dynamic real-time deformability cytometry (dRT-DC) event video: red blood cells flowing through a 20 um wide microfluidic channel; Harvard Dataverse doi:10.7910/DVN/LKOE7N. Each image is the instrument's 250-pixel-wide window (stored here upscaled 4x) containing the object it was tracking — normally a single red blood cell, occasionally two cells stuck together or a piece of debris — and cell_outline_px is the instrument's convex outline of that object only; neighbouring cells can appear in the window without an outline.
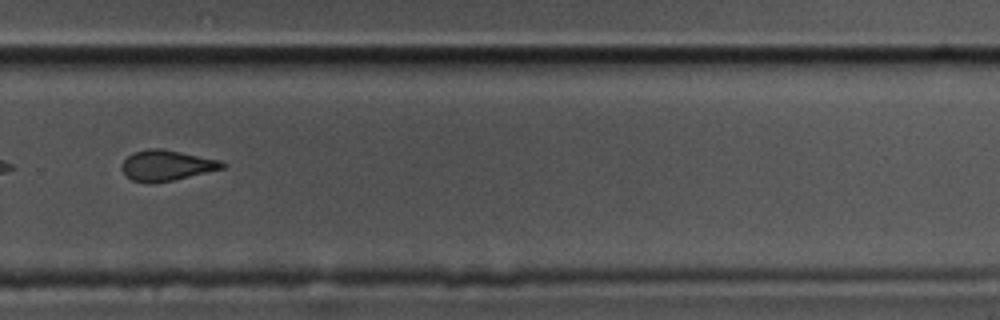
{"species": "common noctule bat (a hibernating species)", "species_latin": "Nyctalus noctula", "temperature_condition": "cold", "stored_images_in_passage": 13, "segment_of_instrument_passage": [2, 2], "camera_frame_rate_fps": 3000, "um_per_image_px": 0.085, "animal": {"sex": "male", "body_mass_g": 17.5, "forearm_length_mm": 52.3}, "frame": {"image": 1, "passage_image": 11, "time_ms": 3.333, "image_size_px": [1000, 320], "cell_outline_px": [[228, 164], [224, 168], [172, 180], [152, 184], [148, 184], [132, 180], [120, 168], [120, 164], [132, 152], [148, 148], [164, 148], [220, 160]], "centroid_in_image_um": [14.14, 14.05], "position_along_channel_um": 315.7, "area_um2": 18.09}}